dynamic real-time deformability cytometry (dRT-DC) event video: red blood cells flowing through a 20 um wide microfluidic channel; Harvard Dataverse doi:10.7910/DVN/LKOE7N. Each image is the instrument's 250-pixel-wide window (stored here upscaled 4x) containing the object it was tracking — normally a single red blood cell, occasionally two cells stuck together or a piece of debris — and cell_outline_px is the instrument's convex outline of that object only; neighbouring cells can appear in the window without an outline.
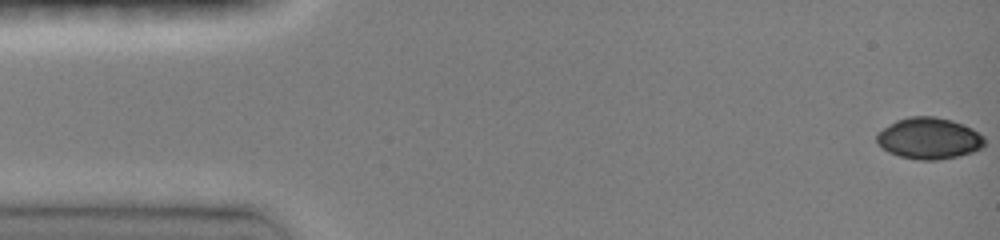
{"species": "common noctule bat (a hibernating species)", "species_latin": "Nyctalus noctula", "temperature_condition": "room temperature", "stored_images_in_passage": 21, "camera_frame_rate_fps": 3000, "um_per_image_px": 0.085, "animal": {"sex": "female", "body_mass_g": 19.0, "forearm_length_mm": 51.5}, "frame": {"image": 1, "passage_image": 1, "time_ms": 0.0, "image_size_px": [1000, 240], "cell_outline_px": [[984, 148], [960, 156], [940, 160], [920, 160], [900, 156], [888, 152], [876, 144], [876, 132], [896, 120], [908, 116], [932, 116], [952, 120], [972, 128], [984, 136]], "centroid_in_image_um": [78.95, 11.76], "position_along_channel_um": 6.0, "area_um2": 26.36}}
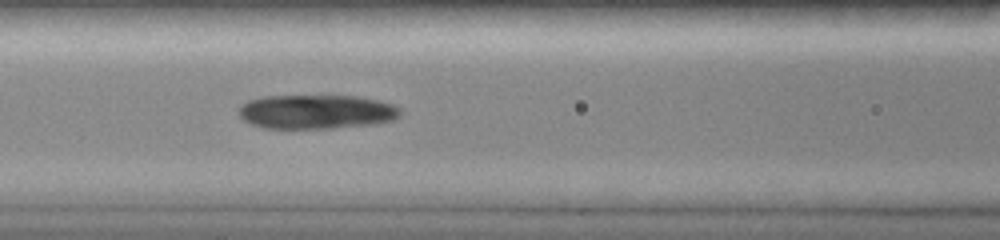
{"frame": {"image": 2, "passage_image": 21, "time_ms": 6.333, "image_size_px": [1000, 240], "cell_outline_px": [[400, 116], [392, 120], [376, 124], [332, 128], [264, 128], [252, 124], [244, 120], [240, 116], [236, 108], [240, 104], [248, 100], [264, 96], [356, 96], [380, 100], [392, 104], [400, 108]], "centroid_in_image_um": [26.87, 9.5], "position_along_channel_um": 139.7, "area_um2": 32.43}}